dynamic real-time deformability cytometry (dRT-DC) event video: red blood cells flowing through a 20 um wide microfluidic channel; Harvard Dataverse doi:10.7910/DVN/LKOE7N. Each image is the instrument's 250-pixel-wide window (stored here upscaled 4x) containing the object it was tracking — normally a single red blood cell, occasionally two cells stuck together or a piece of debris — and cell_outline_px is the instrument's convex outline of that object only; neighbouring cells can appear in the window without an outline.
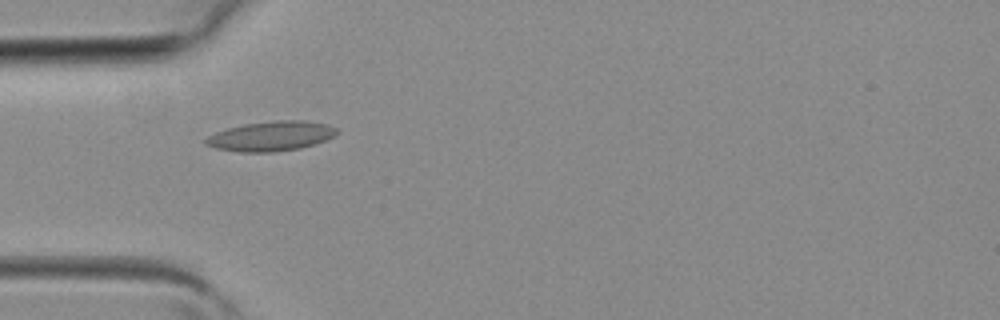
{"species": "common noctule bat (a hibernating species)", "species_latin": "Nyctalus noctula", "temperature_condition": "room temperature", "stored_images_in_passage": 4, "camera_frame_rate_fps": 3000, "um_per_image_px": 0.085, "animal": {"sex": "female", "body_mass_g": 19.3, "forearm_length_mm": 54.1}, "frame": {"image": 1, "passage_image": 4, "time_ms": 1.0, "image_size_px": [1000, 320], "cell_outline_px": [[340, 132], [324, 140], [300, 148], [272, 152], [240, 152], [216, 148], [204, 144], [204, 140], [208, 136], [216, 132], [228, 128], [244, 124], [276, 120], [304, 120], [324, 124], [336, 128]], "centroid_in_image_um": [23.0, 11.57], "position_along_channel_um": 62.0, "area_um2": 22.48}}